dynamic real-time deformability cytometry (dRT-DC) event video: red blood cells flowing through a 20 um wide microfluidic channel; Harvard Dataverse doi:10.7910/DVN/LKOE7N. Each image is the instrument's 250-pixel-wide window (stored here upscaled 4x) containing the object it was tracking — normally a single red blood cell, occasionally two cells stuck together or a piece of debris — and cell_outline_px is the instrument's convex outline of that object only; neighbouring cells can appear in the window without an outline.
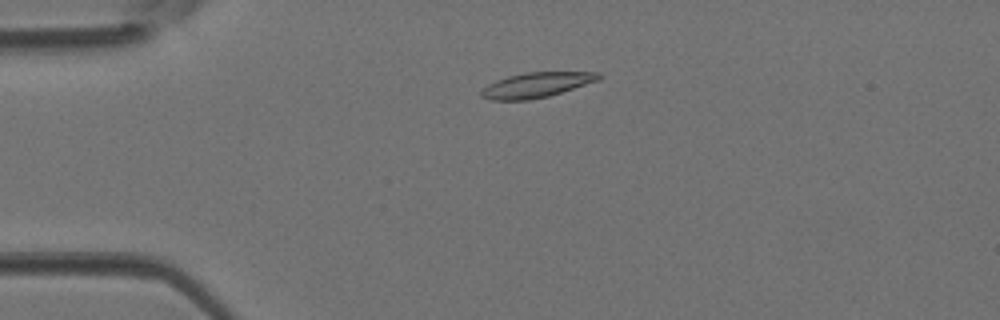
{"species": "Egyptian fruit bat (a non-hibernating species)", "species_latin": "Rousettus aegyptiacus", "temperature_condition": "room temperature", "stored_images_in_passage": 43, "camera_frame_rate_fps": 3000, "um_per_image_px": 0.085, "animal": {"sex": "female"}, "frame": {"image": 1, "passage_image": 9, "time_ms": 2.667, "image_size_px": [1000, 320], "cell_outline_px": [[604, 76], [596, 80], [548, 96], [528, 100], [488, 100], [480, 96], [480, 92], [488, 84], [496, 80], [508, 76], [524, 72], [600, 72]], "centroid_in_image_um": [45.53, 7.22], "position_along_channel_um": 39.5, "area_um2": 16.94}}
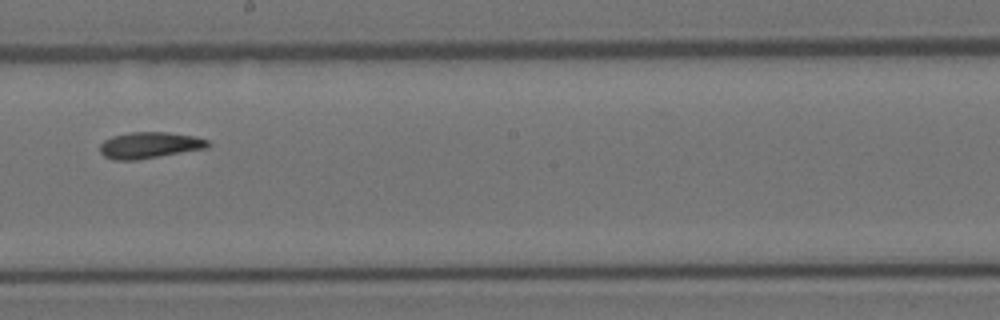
{"frame": {"image": 2, "passage_image": 24, "time_ms": 7.667, "image_size_px": [1000, 320], "cell_outline_px": [[212, 144], [208, 148], [136, 160], [112, 160], [104, 156], [100, 152], [100, 144], [104, 140], [112, 136], [132, 132], [168, 132], [196, 136], [208, 140]], "centroid_in_image_um": [12.73, 12.34], "position_along_channel_um": 235.5, "area_um2": 16.7}}
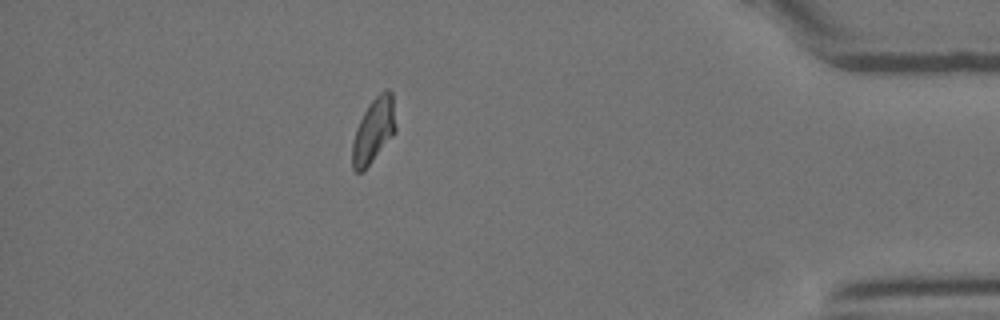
{"frame": {"image": 3, "passage_image": 38, "time_ms": 12.333, "image_size_px": [1000, 320], "cell_outline_px": [[396, 132], [372, 160], [360, 172], [356, 172], [352, 168], [352, 140], [356, 128], [368, 104], [380, 92], [388, 88], [392, 92], [396, 128]], "centroid_in_image_um": [31.76, 11.05], "position_along_channel_um": 403.4, "area_um2": 16.18}}